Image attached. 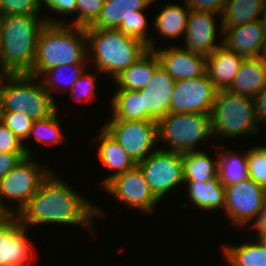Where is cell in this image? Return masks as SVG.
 Returning a JSON list of instances; mask_svg holds the SVG:
<instances>
[{
  "instance_id": "cell-16",
  "label": "cell",
  "mask_w": 266,
  "mask_h": 266,
  "mask_svg": "<svg viewBox=\"0 0 266 266\" xmlns=\"http://www.w3.org/2000/svg\"><path fill=\"white\" fill-rule=\"evenodd\" d=\"M160 66L175 80L201 77L206 73V56L186 50L183 46L154 49Z\"/></svg>"
},
{
  "instance_id": "cell-19",
  "label": "cell",
  "mask_w": 266,
  "mask_h": 266,
  "mask_svg": "<svg viewBox=\"0 0 266 266\" xmlns=\"http://www.w3.org/2000/svg\"><path fill=\"white\" fill-rule=\"evenodd\" d=\"M244 59L223 45L206 57V73L217 90H227L231 86Z\"/></svg>"
},
{
  "instance_id": "cell-36",
  "label": "cell",
  "mask_w": 266,
  "mask_h": 266,
  "mask_svg": "<svg viewBox=\"0 0 266 266\" xmlns=\"http://www.w3.org/2000/svg\"><path fill=\"white\" fill-rule=\"evenodd\" d=\"M76 18L69 25L87 27L92 25L100 15L104 0H76Z\"/></svg>"
},
{
  "instance_id": "cell-13",
  "label": "cell",
  "mask_w": 266,
  "mask_h": 266,
  "mask_svg": "<svg viewBox=\"0 0 266 266\" xmlns=\"http://www.w3.org/2000/svg\"><path fill=\"white\" fill-rule=\"evenodd\" d=\"M216 94L217 89L207 73L195 79L175 81L170 112L210 115Z\"/></svg>"
},
{
  "instance_id": "cell-15",
  "label": "cell",
  "mask_w": 266,
  "mask_h": 266,
  "mask_svg": "<svg viewBox=\"0 0 266 266\" xmlns=\"http://www.w3.org/2000/svg\"><path fill=\"white\" fill-rule=\"evenodd\" d=\"M218 15L220 17L221 14L190 10L186 32L183 37L186 50L207 57L222 45V40L216 42L217 27H220L219 35H222V25L217 26L214 18Z\"/></svg>"
},
{
  "instance_id": "cell-41",
  "label": "cell",
  "mask_w": 266,
  "mask_h": 266,
  "mask_svg": "<svg viewBox=\"0 0 266 266\" xmlns=\"http://www.w3.org/2000/svg\"><path fill=\"white\" fill-rule=\"evenodd\" d=\"M42 7L45 5V8L47 7L48 10L53 11L54 14H59L65 16H72V14H76L77 10V1L76 0H41ZM56 12V13H55ZM67 14V15H66Z\"/></svg>"
},
{
  "instance_id": "cell-29",
  "label": "cell",
  "mask_w": 266,
  "mask_h": 266,
  "mask_svg": "<svg viewBox=\"0 0 266 266\" xmlns=\"http://www.w3.org/2000/svg\"><path fill=\"white\" fill-rule=\"evenodd\" d=\"M222 147V148H221ZM220 150L216 151L218 153V178L220 182L224 185H230L233 183L241 182L247 178L248 166H247V150L246 153L230 150H223V146L219 147Z\"/></svg>"
},
{
  "instance_id": "cell-43",
  "label": "cell",
  "mask_w": 266,
  "mask_h": 266,
  "mask_svg": "<svg viewBox=\"0 0 266 266\" xmlns=\"http://www.w3.org/2000/svg\"><path fill=\"white\" fill-rule=\"evenodd\" d=\"M254 109L259 127L266 126V86L254 97Z\"/></svg>"
},
{
  "instance_id": "cell-45",
  "label": "cell",
  "mask_w": 266,
  "mask_h": 266,
  "mask_svg": "<svg viewBox=\"0 0 266 266\" xmlns=\"http://www.w3.org/2000/svg\"><path fill=\"white\" fill-rule=\"evenodd\" d=\"M262 30H263V38H264V56H266V5L265 8L261 14V17L259 19Z\"/></svg>"
},
{
  "instance_id": "cell-47",
  "label": "cell",
  "mask_w": 266,
  "mask_h": 266,
  "mask_svg": "<svg viewBox=\"0 0 266 266\" xmlns=\"http://www.w3.org/2000/svg\"><path fill=\"white\" fill-rule=\"evenodd\" d=\"M2 19H3V14H2V12L0 10V30H1Z\"/></svg>"
},
{
  "instance_id": "cell-33",
  "label": "cell",
  "mask_w": 266,
  "mask_h": 266,
  "mask_svg": "<svg viewBox=\"0 0 266 266\" xmlns=\"http://www.w3.org/2000/svg\"><path fill=\"white\" fill-rule=\"evenodd\" d=\"M144 12L145 10L136 11V14L123 19L117 30L142 41L148 49L154 50L155 39L153 40V36L148 33L150 26H148L149 22Z\"/></svg>"
},
{
  "instance_id": "cell-37",
  "label": "cell",
  "mask_w": 266,
  "mask_h": 266,
  "mask_svg": "<svg viewBox=\"0 0 266 266\" xmlns=\"http://www.w3.org/2000/svg\"><path fill=\"white\" fill-rule=\"evenodd\" d=\"M89 70H85L84 73L79 77L73 87L69 90L72 96L76 98L77 102H89L96 97V77L101 74L98 70H95L96 73H87ZM78 95V96H77Z\"/></svg>"
},
{
  "instance_id": "cell-34",
  "label": "cell",
  "mask_w": 266,
  "mask_h": 266,
  "mask_svg": "<svg viewBox=\"0 0 266 266\" xmlns=\"http://www.w3.org/2000/svg\"><path fill=\"white\" fill-rule=\"evenodd\" d=\"M0 120L16 135L23 143L24 150L28 156H33L30 146L25 145L34 120L25 112H0Z\"/></svg>"
},
{
  "instance_id": "cell-20",
  "label": "cell",
  "mask_w": 266,
  "mask_h": 266,
  "mask_svg": "<svg viewBox=\"0 0 266 266\" xmlns=\"http://www.w3.org/2000/svg\"><path fill=\"white\" fill-rule=\"evenodd\" d=\"M266 86V56L245 58L228 91L254 98Z\"/></svg>"
},
{
  "instance_id": "cell-22",
  "label": "cell",
  "mask_w": 266,
  "mask_h": 266,
  "mask_svg": "<svg viewBox=\"0 0 266 266\" xmlns=\"http://www.w3.org/2000/svg\"><path fill=\"white\" fill-rule=\"evenodd\" d=\"M159 66L160 62L156 52L148 49L112 82H115L116 90L139 91L147 85Z\"/></svg>"
},
{
  "instance_id": "cell-2",
  "label": "cell",
  "mask_w": 266,
  "mask_h": 266,
  "mask_svg": "<svg viewBox=\"0 0 266 266\" xmlns=\"http://www.w3.org/2000/svg\"><path fill=\"white\" fill-rule=\"evenodd\" d=\"M44 17V18H43ZM40 15H8L0 30V74H30L36 56L37 38L48 23L61 19Z\"/></svg>"
},
{
  "instance_id": "cell-10",
  "label": "cell",
  "mask_w": 266,
  "mask_h": 266,
  "mask_svg": "<svg viewBox=\"0 0 266 266\" xmlns=\"http://www.w3.org/2000/svg\"><path fill=\"white\" fill-rule=\"evenodd\" d=\"M155 197L161 201L178 185H184L183 153L158 149L137 164Z\"/></svg>"
},
{
  "instance_id": "cell-39",
  "label": "cell",
  "mask_w": 266,
  "mask_h": 266,
  "mask_svg": "<svg viewBox=\"0 0 266 266\" xmlns=\"http://www.w3.org/2000/svg\"><path fill=\"white\" fill-rule=\"evenodd\" d=\"M0 152L26 153L23 143L16 135L0 120Z\"/></svg>"
},
{
  "instance_id": "cell-44",
  "label": "cell",
  "mask_w": 266,
  "mask_h": 266,
  "mask_svg": "<svg viewBox=\"0 0 266 266\" xmlns=\"http://www.w3.org/2000/svg\"><path fill=\"white\" fill-rule=\"evenodd\" d=\"M254 222L251 223V228L257 232L256 238L260 239L263 235H266V200Z\"/></svg>"
},
{
  "instance_id": "cell-24",
  "label": "cell",
  "mask_w": 266,
  "mask_h": 266,
  "mask_svg": "<svg viewBox=\"0 0 266 266\" xmlns=\"http://www.w3.org/2000/svg\"><path fill=\"white\" fill-rule=\"evenodd\" d=\"M157 0H104L97 20L91 25L95 28L117 29L122 20L136 11L147 10Z\"/></svg>"
},
{
  "instance_id": "cell-38",
  "label": "cell",
  "mask_w": 266,
  "mask_h": 266,
  "mask_svg": "<svg viewBox=\"0 0 266 266\" xmlns=\"http://www.w3.org/2000/svg\"><path fill=\"white\" fill-rule=\"evenodd\" d=\"M3 17L8 15H39L42 8L41 0H0Z\"/></svg>"
},
{
  "instance_id": "cell-46",
  "label": "cell",
  "mask_w": 266,
  "mask_h": 266,
  "mask_svg": "<svg viewBox=\"0 0 266 266\" xmlns=\"http://www.w3.org/2000/svg\"><path fill=\"white\" fill-rule=\"evenodd\" d=\"M9 216L0 206V223L7 217Z\"/></svg>"
},
{
  "instance_id": "cell-28",
  "label": "cell",
  "mask_w": 266,
  "mask_h": 266,
  "mask_svg": "<svg viewBox=\"0 0 266 266\" xmlns=\"http://www.w3.org/2000/svg\"><path fill=\"white\" fill-rule=\"evenodd\" d=\"M218 157L211 156L202 150L183 153L184 181L207 182L218 176Z\"/></svg>"
},
{
  "instance_id": "cell-32",
  "label": "cell",
  "mask_w": 266,
  "mask_h": 266,
  "mask_svg": "<svg viewBox=\"0 0 266 266\" xmlns=\"http://www.w3.org/2000/svg\"><path fill=\"white\" fill-rule=\"evenodd\" d=\"M59 111L56 110L52 115L34 120L28 139L34 138L35 143H40V147L45 145L62 144L65 142L66 133L62 130ZM63 131V132H62Z\"/></svg>"
},
{
  "instance_id": "cell-35",
  "label": "cell",
  "mask_w": 266,
  "mask_h": 266,
  "mask_svg": "<svg viewBox=\"0 0 266 266\" xmlns=\"http://www.w3.org/2000/svg\"><path fill=\"white\" fill-rule=\"evenodd\" d=\"M248 175L266 190V152L258 146L247 150Z\"/></svg>"
},
{
  "instance_id": "cell-42",
  "label": "cell",
  "mask_w": 266,
  "mask_h": 266,
  "mask_svg": "<svg viewBox=\"0 0 266 266\" xmlns=\"http://www.w3.org/2000/svg\"><path fill=\"white\" fill-rule=\"evenodd\" d=\"M26 156V153L0 152V179L8 174Z\"/></svg>"
},
{
  "instance_id": "cell-11",
  "label": "cell",
  "mask_w": 266,
  "mask_h": 266,
  "mask_svg": "<svg viewBox=\"0 0 266 266\" xmlns=\"http://www.w3.org/2000/svg\"><path fill=\"white\" fill-rule=\"evenodd\" d=\"M266 200V190L247 178L225 186L224 214L233 226L244 227L254 223Z\"/></svg>"
},
{
  "instance_id": "cell-14",
  "label": "cell",
  "mask_w": 266,
  "mask_h": 266,
  "mask_svg": "<svg viewBox=\"0 0 266 266\" xmlns=\"http://www.w3.org/2000/svg\"><path fill=\"white\" fill-rule=\"evenodd\" d=\"M28 231L15 215L7 216L0 223V266L31 265L35 250Z\"/></svg>"
},
{
  "instance_id": "cell-17",
  "label": "cell",
  "mask_w": 266,
  "mask_h": 266,
  "mask_svg": "<svg viewBox=\"0 0 266 266\" xmlns=\"http://www.w3.org/2000/svg\"><path fill=\"white\" fill-rule=\"evenodd\" d=\"M175 80L159 66L147 83L139 90L144 102V120L158 121L170 112Z\"/></svg>"
},
{
  "instance_id": "cell-23",
  "label": "cell",
  "mask_w": 266,
  "mask_h": 266,
  "mask_svg": "<svg viewBox=\"0 0 266 266\" xmlns=\"http://www.w3.org/2000/svg\"><path fill=\"white\" fill-rule=\"evenodd\" d=\"M184 184L187 186L188 190L186 191L191 204L198 209L205 212L224 210L225 186L220 182L218 176L207 182L184 181Z\"/></svg>"
},
{
  "instance_id": "cell-18",
  "label": "cell",
  "mask_w": 266,
  "mask_h": 266,
  "mask_svg": "<svg viewBox=\"0 0 266 266\" xmlns=\"http://www.w3.org/2000/svg\"><path fill=\"white\" fill-rule=\"evenodd\" d=\"M225 36V37H224ZM222 45L245 58L264 56V38L260 21L222 29Z\"/></svg>"
},
{
  "instance_id": "cell-12",
  "label": "cell",
  "mask_w": 266,
  "mask_h": 266,
  "mask_svg": "<svg viewBox=\"0 0 266 266\" xmlns=\"http://www.w3.org/2000/svg\"><path fill=\"white\" fill-rule=\"evenodd\" d=\"M103 190L142 214L151 213L160 202L152 193L138 165L111 178L103 186Z\"/></svg>"
},
{
  "instance_id": "cell-30",
  "label": "cell",
  "mask_w": 266,
  "mask_h": 266,
  "mask_svg": "<svg viewBox=\"0 0 266 266\" xmlns=\"http://www.w3.org/2000/svg\"><path fill=\"white\" fill-rule=\"evenodd\" d=\"M111 97L109 120H144V102L140 91L116 90Z\"/></svg>"
},
{
  "instance_id": "cell-4",
  "label": "cell",
  "mask_w": 266,
  "mask_h": 266,
  "mask_svg": "<svg viewBox=\"0 0 266 266\" xmlns=\"http://www.w3.org/2000/svg\"><path fill=\"white\" fill-rule=\"evenodd\" d=\"M88 41V63L101 74L117 78L147 50L142 41L117 29L85 27ZM93 53V54H92ZM92 58V59H90ZM92 61V62H91Z\"/></svg>"
},
{
  "instance_id": "cell-9",
  "label": "cell",
  "mask_w": 266,
  "mask_h": 266,
  "mask_svg": "<svg viewBox=\"0 0 266 266\" xmlns=\"http://www.w3.org/2000/svg\"><path fill=\"white\" fill-rule=\"evenodd\" d=\"M103 129L136 164L160 148L156 147L159 144L157 121L108 120Z\"/></svg>"
},
{
  "instance_id": "cell-5",
  "label": "cell",
  "mask_w": 266,
  "mask_h": 266,
  "mask_svg": "<svg viewBox=\"0 0 266 266\" xmlns=\"http://www.w3.org/2000/svg\"><path fill=\"white\" fill-rule=\"evenodd\" d=\"M55 101L41 79L33 75L0 76V112H25L31 119L40 120L58 109Z\"/></svg>"
},
{
  "instance_id": "cell-49",
  "label": "cell",
  "mask_w": 266,
  "mask_h": 266,
  "mask_svg": "<svg viewBox=\"0 0 266 266\" xmlns=\"http://www.w3.org/2000/svg\"><path fill=\"white\" fill-rule=\"evenodd\" d=\"M260 147L266 152V142L264 145H260Z\"/></svg>"
},
{
  "instance_id": "cell-3",
  "label": "cell",
  "mask_w": 266,
  "mask_h": 266,
  "mask_svg": "<svg viewBox=\"0 0 266 266\" xmlns=\"http://www.w3.org/2000/svg\"><path fill=\"white\" fill-rule=\"evenodd\" d=\"M64 23L47 22L41 28L30 75L41 79L56 66L89 65L85 27Z\"/></svg>"
},
{
  "instance_id": "cell-31",
  "label": "cell",
  "mask_w": 266,
  "mask_h": 266,
  "mask_svg": "<svg viewBox=\"0 0 266 266\" xmlns=\"http://www.w3.org/2000/svg\"><path fill=\"white\" fill-rule=\"evenodd\" d=\"M89 65H62L47 71L41 78L44 88L54 99L55 92L70 90ZM67 72V75H66ZM65 75V76H64ZM44 79V80H43ZM61 83V84H60ZM67 86V87H63ZM63 89V91L61 90ZM55 91V92H54Z\"/></svg>"
},
{
  "instance_id": "cell-25",
  "label": "cell",
  "mask_w": 266,
  "mask_h": 266,
  "mask_svg": "<svg viewBox=\"0 0 266 266\" xmlns=\"http://www.w3.org/2000/svg\"><path fill=\"white\" fill-rule=\"evenodd\" d=\"M184 6V7H183ZM162 10H158L159 13L154 16V28L155 31L159 32V36L162 39L179 38L185 35L188 16L190 10L188 9L185 2L183 5L167 3L162 6Z\"/></svg>"
},
{
  "instance_id": "cell-1",
  "label": "cell",
  "mask_w": 266,
  "mask_h": 266,
  "mask_svg": "<svg viewBox=\"0 0 266 266\" xmlns=\"http://www.w3.org/2000/svg\"><path fill=\"white\" fill-rule=\"evenodd\" d=\"M61 179L53 170L50 171L36 193L15 216L28 228L54 223L79 225L90 231L89 233L96 234L93 231V219L104 215V211Z\"/></svg>"
},
{
  "instance_id": "cell-8",
  "label": "cell",
  "mask_w": 266,
  "mask_h": 266,
  "mask_svg": "<svg viewBox=\"0 0 266 266\" xmlns=\"http://www.w3.org/2000/svg\"><path fill=\"white\" fill-rule=\"evenodd\" d=\"M33 158L34 156L27 155L0 179V206L8 215H16L21 211L51 171L49 167L40 165L38 160L36 162ZM7 200L8 203L5 202ZM9 203L15 209L10 207Z\"/></svg>"
},
{
  "instance_id": "cell-48",
  "label": "cell",
  "mask_w": 266,
  "mask_h": 266,
  "mask_svg": "<svg viewBox=\"0 0 266 266\" xmlns=\"http://www.w3.org/2000/svg\"><path fill=\"white\" fill-rule=\"evenodd\" d=\"M266 245V235H263L261 238H260Z\"/></svg>"
},
{
  "instance_id": "cell-21",
  "label": "cell",
  "mask_w": 266,
  "mask_h": 266,
  "mask_svg": "<svg viewBox=\"0 0 266 266\" xmlns=\"http://www.w3.org/2000/svg\"><path fill=\"white\" fill-rule=\"evenodd\" d=\"M99 133L96 135L99 146L97 157L104 168L113 170L111 175L100 182V186L103 187L111 178L134 168L137 164L103 128Z\"/></svg>"
},
{
  "instance_id": "cell-6",
  "label": "cell",
  "mask_w": 266,
  "mask_h": 266,
  "mask_svg": "<svg viewBox=\"0 0 266 266\" xmlns=\"http://www.w3.org/2000/svg\"><path fill=\"white\" fill-rule=\"evenodd\" d=\"M213 136L233 139L259 133L255 117L254 98L234 94L228 90H217L210 113Z\"/></svg>"
},
{
  "instance_id": "cell-40",
  "label": "cell",
  "mask_w": 266,
  "mask_h": 266,
  "mask_svg": "<svg viewBox=\"0 0 266 266\" xmlns=\"http://www.w3.org/2000/svg\"><path fill=\"white\" fill-rule=\"evenodd\" d=\"M189 10L221 14L228 0H184Z\"/></svg>"
},
{
  "instance_id": "cell-27",
  "label": "cell",
  "mask_w": 266,
  "mask_h": 266,
  "mask_svg": "<svg viewBox=\"0 0 266 266\" xmlns=\"http://www.w3.org/2000/svg\"><path fill=\"white\" fill-rule=\"evenodd\" d=\"M265 5L266 0H228L220 17L222 29L259 20Z\"/></svg>"
},
{
  "instance_id": "cell-7",
  "label": "cell",
  "mask_w": 266,
  "mask_h": 266,
  "mask_svg": "<svg viewBox=\"0 0 266 266\" xmlns=\"http://www.w3.org/2000/svg\"><path fill=\"white\" fill-rule=\"evenodd\" d=\"M157 126L158 143L162 141L168 147L159 149L165 151H196L197 144L214 137L211 117L207 114L169 112L157 121Z\"/></svg>"
},
{
  "instance_id": "cell-26",
  "label": "cell",
  "mask_w": 266,
  "mask_h": 266,
  "mask_svg": "<svg viewBox=\"0 0 266 266\" xmlns=\"http://www.w3.org/2000/svg\"><path fill=\"white\" fill-rule=\"evenodd\" d=\"M220 248L229 266H266V245L261 239L237 245L223 244Z\"/></svg>"
}]
</instances>
